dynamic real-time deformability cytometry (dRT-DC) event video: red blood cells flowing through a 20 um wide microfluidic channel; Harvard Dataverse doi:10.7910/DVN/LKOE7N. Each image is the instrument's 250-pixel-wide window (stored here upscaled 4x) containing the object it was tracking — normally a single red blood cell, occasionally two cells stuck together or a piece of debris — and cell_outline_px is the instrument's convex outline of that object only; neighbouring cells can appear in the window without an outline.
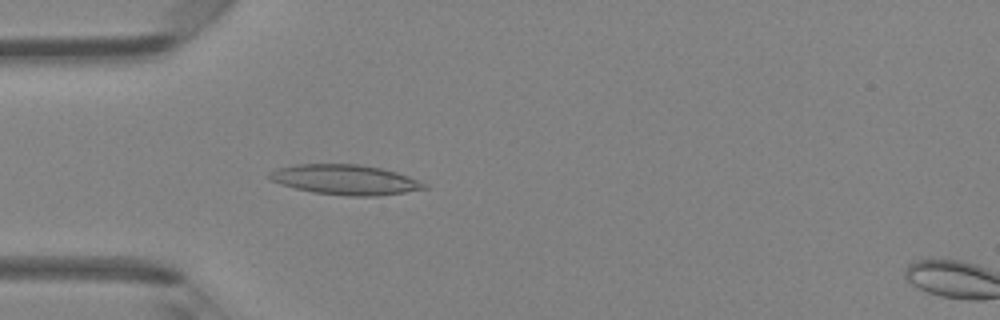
{"species": "Egyptian fruit bat (a non-hibernating species)", "species_latin": "Rousettus aegyptiacus", "temperature_condition": "room temperature", "stored_images_in_passage": 46, "camera_frame_rate_fps": 3000, "um_per_image_px": 0.085, "animal": {"sex": "female"}, "frame": {"image": 1, "passage_image": 13, "time_ms": 4.0, "image_size_px": [1000, 320], "cell_outline_px": [[428, 188], [404, 192], [376, 196], [348, 196], [312, 192], [280, 184], [268, 180], [268, 172], [276, 168], [296, 164], [360, 164], [380, 168], [396, 172], [408, 176], [428, 184]], "centroid_in_image_um": [29.3, 15.27], "position_along_channel_um": 55.7, "area_um2": 27.17}}
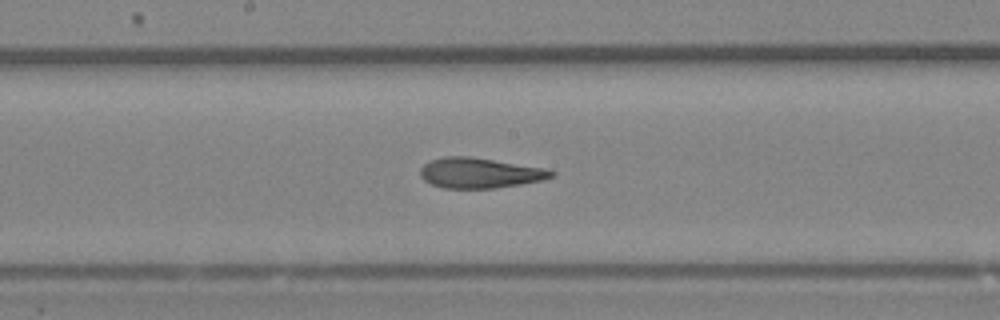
{"frame": {"image": 2, "passage_image": 24, "time_ms": 7.667, "image_size_px": [1000, 320], "cell_outline_px": [[556, 176], [544, 180], [496, 188], [440, 188], [424, 180], [420, 176], [420, 168], [428, 160], [444, 156], [468, 156], [540, 168], [556, 172]], "centroid_in_image_um": [40.72, 14.71], "position_along_channel_um": 207.5, "area_um2": 23.0}}
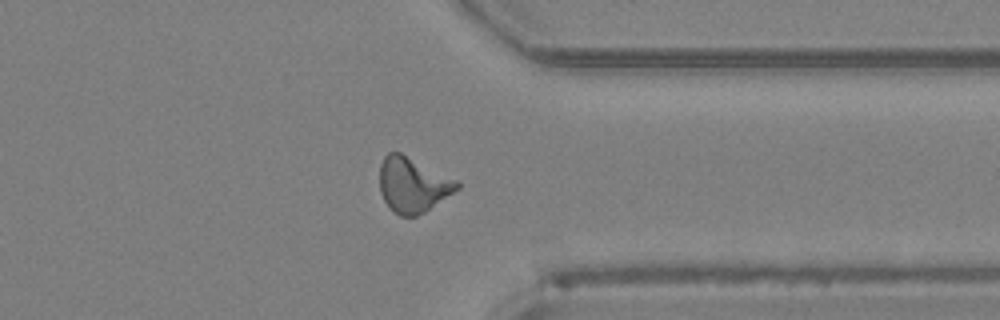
{"frame": {"image": 3, "passage_image": 36, "time_ms": 11.667, "image_size_px": [1000, 320], "cell_outline_px": [[460, 188], [424, 212], [416, 216], [400, 216], [388, 208], [380, 192], [380, 164], [384, 156], [388, 152], [400, 152], [456, 180], [460, 184]], "centroid_in_image_um": [35.05, 15.72], "position_along_channel_um": 376.3, "area_um2": 24.62}, "authors_computed_cell_mechanics": {"area_um2": 24.0159, "velocity_mm_per_s": 4.3039, "shape_relaxation_time_tau1_ms": null, "shape_relaxation_time_tau2_ms": 2.1477, "deformation_change_tau1": null, "deformation_change_tau2": 0.1219}}